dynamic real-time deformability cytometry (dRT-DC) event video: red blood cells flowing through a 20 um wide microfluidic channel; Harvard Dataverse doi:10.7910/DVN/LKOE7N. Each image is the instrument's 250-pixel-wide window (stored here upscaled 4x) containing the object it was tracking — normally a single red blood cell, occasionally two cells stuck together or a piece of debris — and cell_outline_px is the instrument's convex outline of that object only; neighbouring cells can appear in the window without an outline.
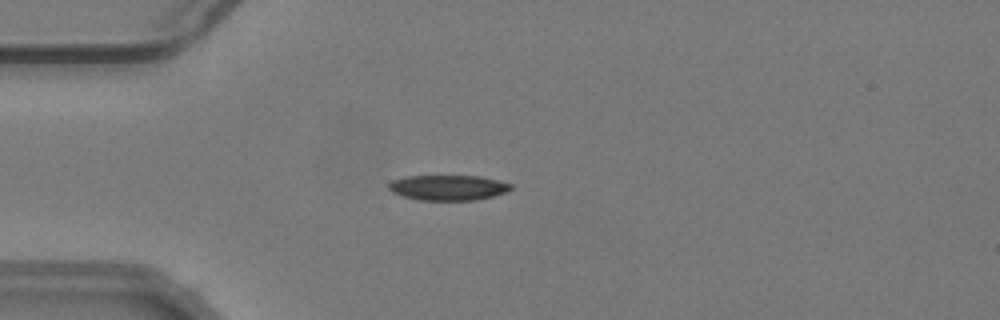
{"species": "common noctule bat (a hibernating species)", "species_latin": "Nyctalus noctula", "temperature_condition": "warm", "stored_images_in_passage": 41, "camera_frame_rate_fps": 3000, "um_per_image_px": 0.085, "animal": {"sex": "male", "body_mass_g": 19.2, "forearm_length_mm": 51.8}, "frame": {"image": 1, "passage_image": 1, "time_ms": 0.0, "image_size_px": [1000, 320], "cell_outline_px": [[512, 188], [504, 192], [492, 196], [476, 200], [420, 200], [404, 196], [392, 192], [388, 188], [388, 184], [392, 180], [404, 176], [480, 176], [512, 184]], "centroid_in_image_um": [38.06, 15.94], "position_along_channel_um": 46.9, "area_um2": 17.86}}
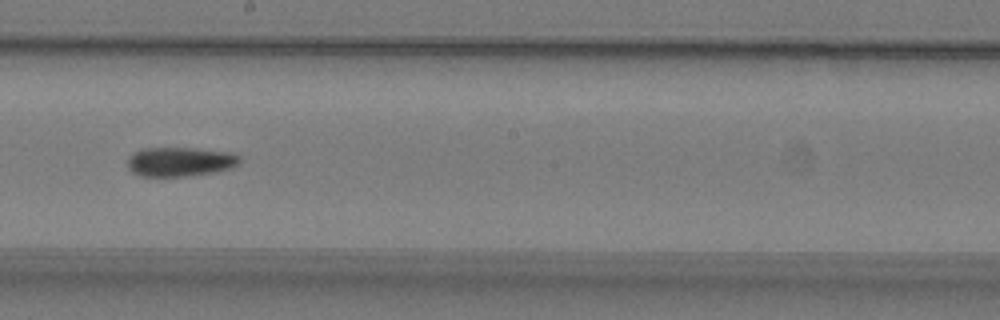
{"frame": {"image": 2, "passage_image": 17, "time_ms": 5.333, "image_size_px": [1000, 320], "cell_outline_px": [[240, 160], [232, 168], [216, 172], [184, 176], [140, 176], [132, 172], [128, 168], [128, 156], [144, 148], [196, 148], [232, 152], [240, 156]], "centroid_in_image_um": [15.32, 13.74], "position_along_channel_um": 232.9, "area_um2": 19.19}}
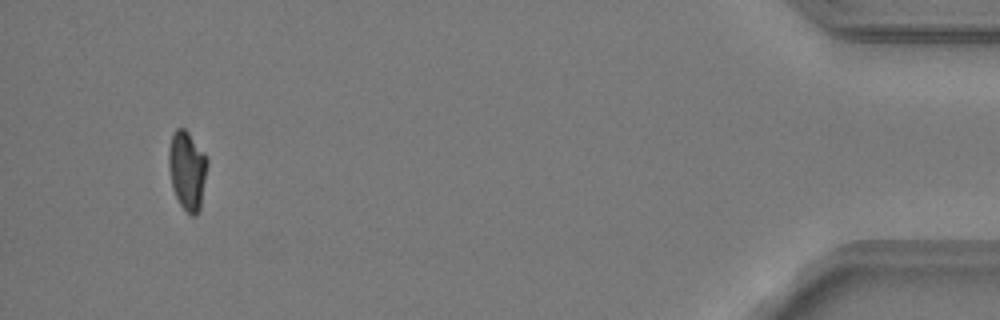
{"frame": {"image": 3, "passage_image": 38, "time_ms": 12.333, "image_size_px": [1000, 320], "cell_outline_px": [[208, 160], [200, 212], [196, 216], [192, 216], [180, 204], [172, 188], [168, 168], [168, 148], [172, 132], [176, 128], [184, 128], [188, 132], [204, 152]], "centroid_in_image_um": [15.9, 14.47], "position_along_channel_um": 419.3, "area_um2": 17.98}}